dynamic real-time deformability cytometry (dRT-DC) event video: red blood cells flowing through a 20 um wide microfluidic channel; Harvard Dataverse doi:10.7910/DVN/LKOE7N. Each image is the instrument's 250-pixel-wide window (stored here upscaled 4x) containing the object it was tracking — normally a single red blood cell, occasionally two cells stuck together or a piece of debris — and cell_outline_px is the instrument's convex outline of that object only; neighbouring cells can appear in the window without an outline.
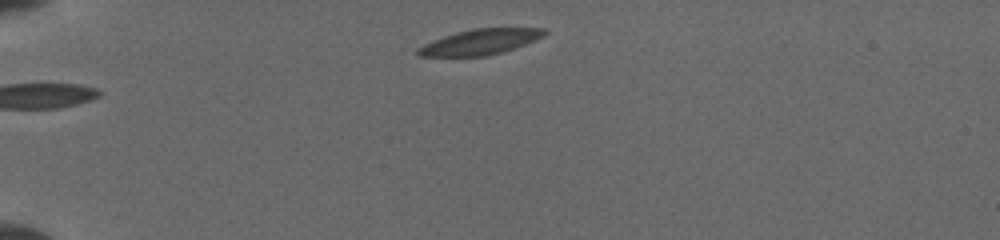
{"species": "common noctule bat (a hibernating species)", "species_latin": "Nyctalus noctula", "temperature_condition": "cold", "stored_images_in_passage": 13, "camera_frame_rate_fps": 3000, "um_per_image_px": 0.085, "animal": {"sex": "female", "body_mass_g": 19.5, "forearm_length_mm": 54.1}, "frame": {"image": 1, "passage_image": 1, "time_ms": 0.0, "image_size_px": [1000, 240], "cell_outline_px": [[548, 32], [544, 36], [524, 44], [500, 52], [484, 56], [420, 56], [416, 52], [424, 44], [444, 36], [456, 32], [472, 28], [544, 28]], "centroid_in_image_um": [40.83, 3.55], "position_along_channel_um": 44.2, "area_um2": 18.38}}
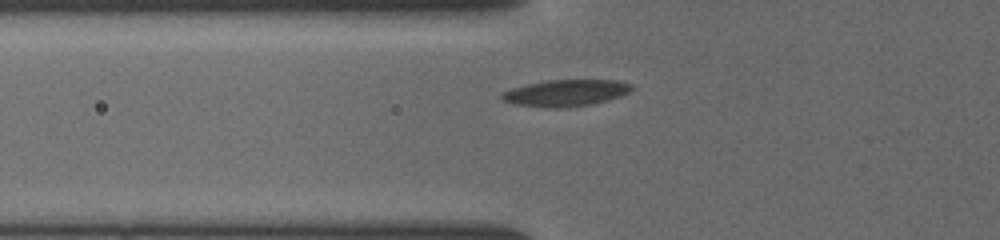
{"frame": {"image": 2, "passage_image": 9, "time_ms": 2.0, "image_size_px": [1000, 240], "cell_outline_px": [[632, 88], [628, 92], [620, 96], [592, 104], [512, 104], [500, 100], [500, 96], [504, 92], [512, 88], [528, 84], [548, 80], [616, 80], [632, 84]], "centroid_in_image_um": [48.12, 7.83], "position_along_channel_um": 77.7, "area_um2": 18.73}}
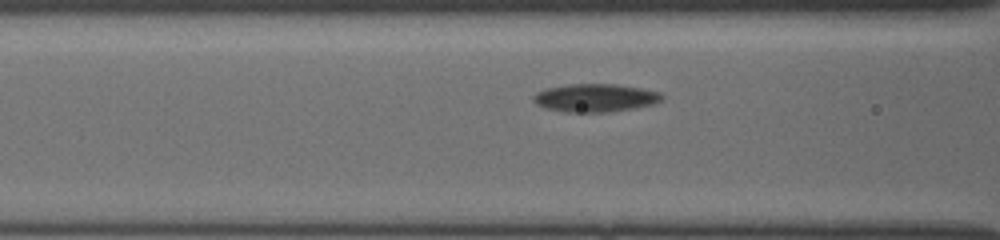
{"frame": {"image": 3, "passage_image": 12, "time_ms": 3.0, "image_size_px": [1000, 240], "cell_outline_px": [[664, 96], [660, 100], [652, 104], [632, 108], [604, 112], [568, 112], [544, 108], [536, 104], [532, 100], [532, 96], [536, 92], [548, 88], [568, 84], [616, 84], [640, 88], [660, 92]], "centroid_in_image_um": [50.55, 8.31], "position_along_channel_um": 116.1, "area_um2": 20.87}}